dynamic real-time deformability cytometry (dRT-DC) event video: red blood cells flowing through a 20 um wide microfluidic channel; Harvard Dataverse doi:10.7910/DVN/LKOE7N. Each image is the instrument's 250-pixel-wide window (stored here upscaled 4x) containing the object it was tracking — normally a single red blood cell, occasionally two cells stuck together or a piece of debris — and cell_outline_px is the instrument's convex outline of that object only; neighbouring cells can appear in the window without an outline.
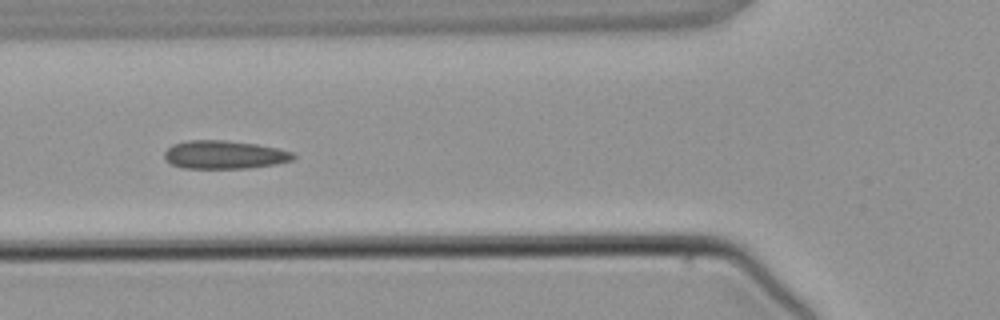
{"species": "common noctule bat (a hibernating species)", "species_latin": "Nyctalus noctula", "temperature_condition": "warm", "stored_images_in_passage": 4, "camera_frame_rate_fps": 3000, "um_per_image_px": 0.085, "animal": {"sex": "male", "body_mass_g": 21.5, "forearm_length_mm": 52.0}, "frame": {"image": 1, "passage_image": 4, "time_ms": 3.333, "image_size_px": [1000, 320], "cell_outline_px": [[296, 156], [292, 160], [276, 164], [248, 168], [184, 168], [172, 164], [164, 160], [164, 152], [172, 144], [188, 140], [224, 140], [256, 144], [276, 148], [292, 152]], "centroid_in_image_um": [19.04, 13.15], "position_along_channel_um": 106.8, "area_um2": 21.21}}